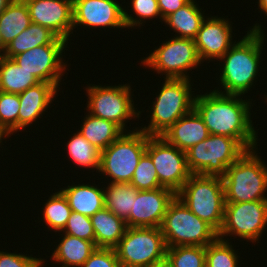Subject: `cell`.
Returning <instances> with one entry per match:
<instances>
[{
	"mask_svg": "<svg viewBox=\"0 0 267 267\" xmlns=\"http://www.w3.org/2000/svg\"><path fill=\"white\" fill-rule=\"evenodd\" d=\"M242 98L241 95L213 90L195 96L194 110L202 118L209 134L235 138L246 150H251L257 147L258 132L251 120L252 102Z\"/></svg>",
	"mask_w": 267,
	"mask_h": 267,
	"instance_id": "1",
	"label": "cell"
},
{
	"mask_svg": "<svg viewBox=\"0 0 267 267\" xmlns=\"http://www.w3.org/2000/svg\"><path fill=\"white\" fill-rule=\"evenodd\" d=\"M259 23L254 24L246 35L235 41L231 48L218 60L222 62L219 75L222 94L244 95L254 86L259 72L261 53L264 45V30Z\"/></svg>",
	"mask_w": 267,
	"mask_h": 267,
	"instance_id": "2",
	"label": "cell"
},
{
	"mask_svg": "<svg viewBox=\"0 0 267 267\" xmlns=\"http://www.w3.org/2000/svg\"><path fill=\"white\" fill-rule=\"evenodd\" d=\"M256 149L246 150L221 177L225 203L267 201V165Z\"/></svg>",
	"mask_w": 267,
	"mask_h": 267,
	"instance_id": "3",
	"label": "cell"
},
{
	"mask_svg": "<svg viewBox=\"0 0 267 267\" xmlns=\"http://www.w3.org/2000/svg\"><path fill=\"white\" fill-rule=\"evenodd\" d=\"M160 92L150 110L148 126L139 130L149 136H161L178 119L194 109L195 95L190 83L191 79L165 78Z\"/></svg>",
	"mask_w": 267,
	"mask_h": 267,
	"instance_id": "4",
	"label": "cell"
},
{
	"mask_svg": "<svg viewBox=\"0 0 267 267\" xmlns=\"http://www.w3.org/2000/svg\"><path fill=\"white\" fill-rule=\"evenodd\" d=\"M176 196L217 233L223 223L225 195L220 176L191 174Z\"/></svg>",
	"mask_w": 267,
	"mask_h": 267,
	"instance_id": "5",
	"label": "cell"
},
{
	"mask_svg": "<svg viewBox=\"0 0 267 267\" xmlns=\"http://www.w3.org/2000/svg\"><path fill=\"white\" fill-rule=\"evenodd\" d=\"M160 229L167 248L174 246L206 247L218 237L217 232L192 213L177 196L169 203Z\"/></svg>",
	"mask_w": 267,
	"mask_h": 267,
	"instance_id": "6",
	"label": "cell"
},
{
	"mask_svg": "<svg viewBox=\"0 0 267 267\" xmlns=\"http://www.w3.org/2000/svg\"><path fill=\"white\" fill-rule=\"evenodd\" d=\"M245 151L235 138L210 134L186 151L187 166L191 174L222 177Z\"/></svg>",
	"mask_w": 267,
	"mask_h": 267,
	"instance_id": "7",
	"label": "cell"
},
{
	"mask_svg": "<svg viewBox=\"0 0 267 267\" xmlns=\"http://www.w3.org/2000/svg\"><path fill=\"white\" fill-rule=\"evenodd\" d=\"M148 137L139 127L124 132L101 151L99 172L110 177V183H130L140 158L146 152Z\"/></svg>",
	"mask_w": 267,
	"mask_h": 267,
	"instance_id": "8",
	"label": "cell"
},
{
	"mask_svg": "<svg viewBox=\"0 0 267 267\" xmlns=\"http://www.w3.org/2000/svg\"><path fill=\"white\" fill-rule=\"evenodd\" d=\"M114 249L121 267H147L166 257L167 245L159 227H127Z\"/></svg>",
	"mask_w": 267,
	"mask_h": 267,
	"instance_id": "9",
	"label": "cell"
},
{
	"mask_svg": "<svg viewBox=\"0 0 267 267\" xmlns=\"http://www.w3.org/2000/svg\"><path fill=\"white\" fill-rule=\"evenodd\" d=\"M86 93L88 113L111 121L118 125L124 132H128L126 122L132 118H139L143 111L134 107L133 92L130 84L118 86L89 85ZM133 102V103H132ZM126 130V131H125Z\"/></svg>",
	"mask_w": 267,
	"mask_h": 267,
	"instance_id": "10",
	"label": "cell"
},
{
	"mask_svg": "<svg viewBox=\"0 0 267 267\" xmlns=\"http://www.w3.org/2000/svg\"><path fill=\"white\" fill-rule=\"evenodd\" d=\"M143 66L155 69L158 74H164V78L190 79L188 70L192 71L201 66L195 41L189 38L174 37L159 47H155L148 57L143 58ZM195 67V68H194Z\"/></svg>",
	"mask_w": 267,
	"mask_h": 267,
	"instance_id": "11",
	"label": "cell"
},
{
	"mask_svg": "<svg viewBox=\"0 0 267 267\" xmlns=\"http://www.w3.org/2000/svg\"><path fill=\"white\" fill-rule=\"evenodd\" d=\"M267 226V201L225 203L223 223L218 238L236 236L256 242Z\"/></svg>",
	"mask_w": 267,
	"mask_h": 267,
	"instance_id": "12",
	"label": "cell"
},
{
	"mask_svg": "<svg viewBox=\"0 0 267 267\" xmlns=\"http://www.w3.org/2000/svg\"><path fill=\"white\" fill-rule=\"evenodd\" d=\"M146 153L153 161L160 185L177 194L191 175L186 152L169 144L162 136H149Z\"/></svg>",
	"mask_w": 267,
	"mask_h": 267,
	"instance_id": "13",
	"label": "cell"
},
{
	"mask_svg": "<svg viewBox=\"0 0 267 267\" xmlns=\"http://www.w3.org/2000/svg\"><path fill=\"white\" fill-rule=\"evenodd\" d=\"M67 44H46L22 52L12 59L29 73H32L40 82L54 84L60 88L61 78L67 65L63 63L62 53Z\"/></svg>",
	"mask_w": 267,
	"mask_h": 267,
	"instance_id": "14",
	"label": "cell"
},
{
	"mask_svg": "<svg viewBox=\"0 0 267 267\" xmlns=\"http://www.w3.org/2000/svg\"><path fill=\"white\" fill-rule=\"evenodd\" d=\"M77 26L126 28L124 8L116 0H73V30Z\"/></svg>",
	"mask_w": 267,
	"mask_h": 267,
	"instance_id": "15",
	"label": "cell"
},
{
	"mask_svg": "<svg viewBox=\"0 0 267 267\" xmlns=\"http://www.w3.org/2000/svg\"><path fill=\"white\" fill-rule=\"evenodd\" d=\"M31 23L49 28L68 42L73 34V0H24Z\"/></svg>",
	"mask_w": 267,
	"mask_h": 267,
	"instance_id": "16",
	"label": "cell"
},
{
	"mask_svg": "<svg viewBox=\"0 0 267 267\" xmlns=\"http://www.w3.org/2000/svg\"><path fill=\"white\" fill-rule=\"evenodd\" d=\"M176 194L165 187L155 190H137V196L129 217L127 227H159L166 214L169 203Z\"/></svg>",
	"mask_w": 267,
	"mask_h": 267,
	"instance_id": "17",
	"label": "cell"
},
{
	"mask_svg": "<svg viewBox=\"0 0 267 267\" xmlns=\"http://www.w3.org/2000/svg\"><path fill=\"white\" fill-rule=\"evenodd\" d=\"M227 18L212 16L204 19L194 39L201 62L219 60L234 44L232 24Z\"/></svg>",
	"mask_w": 267,
	"mask_h": 267,
	"instance_id": "18",
	"label": "cell"
},
{
	"mask_svg": "<svg viewBox=\"0 0 267 267\" xmlns=\"http://www.w3.org/2000/svg\"><path fill=\"white\" fill-rule=\"evenodd\" d=\"M58 88L51 83L40 82L19 94L18 132L36 122L53 103Z\"/></svg>",
	"mask_w": 267,
	"mask_h": 267,
	"instance_id": "19",
	"label": "cell"
},
{
	"mask_svg": "<svg viewBox=\"0 0 267 267\" xmlns=\"http://www.w3.org/2000/svg\"><path fill=\"white\" fill-rule=\"evenodd\" d=\"M208 129L199 114L193 109L178 119L161 136L171 145L186 152L209 136Z\"/></svg>",
	"mask_w": 267,
	"mask_h": 267,
	"instance_id": "20",
	"label": "cell"
},
{
	"mask_svg": "<svg viewBox=\"0 0 267 267\" xmlns=\"http://www.w3.org/2000/svg\"><path fill=\"white\" fill-rule=\"evenodd\" d=\"M94 185L72 184L60 191L67 198L72 211L91 217L105 207L104 187L99 188L96 184Z\"/></svg>",
	"mask_w": 267,
	"mask_h": 267,
	"instance_id": "21",
	"label": "cell"
},
{
	"mask_svg": "<svg viewBox=\"0 0 267 267\" xmlns=\"http://www.w3.org/2000/svg\"><path fill=\"white\" fill-rule=\"evenodd\" d=\"M90 220L95 233L97 248L114 249L127 229L125 220L105 207L92 215Z\"/></svg>",
	"mask_w": 267,
	"mask_h": 267,
	"instance_id": "22",
	"label": "cell"
},
{
	"mask_svg": "<svg viewBox=\"0 0 267 267\" xmlns=\"http://www.w3.org/2000/svg\"><path fill=\"white\" fill-rule=\"evenodd\" d=\"M96 249L92 241L64 234L50 257L60 267H81Z\"/></svg>",
	"mask_w": 267,
	"mask_h": 267,
	"instance_id": "23",
	"label": "cell"
},
{
	"mask_svg": "<svg viewBox=\"0 0 267 267\" xmlns=\"http://www.w3.org/2000/svg\"><path fill=\"white\" fill-rule=\"evenodd\" d=\"M67 43L68 42L66 40L59 38L49 28L31 23L27 29H25L8 46H6L3 56L13 58L16 55L37 46Z\"/></svg>",
	"mask_w": 267,
	"mask_h": 267,
	"instance_id": "24",
	"label": "cell"
},
{
	"mask_svg": "<svg viewBox=\"0 0 267 267\" xmlns=\"http://www.w3.org/2000/svg\"><path fill=\"white\" fill-rule=\"evenodd\" d=\"M199 7L197 2L190 0L185 6L167 16L164 23L177 33L175 37L194 40L205 19V11Z\"/></svg>",
	"mask_w": 267,
	"mask_h": 267,
	"instance_id": "25",
	"label": "cell"
},
{
	"mask_svg": "<svg viewBox=\"0 0 267 267\" xmlns=\"http://www.w3.org/2000/svg\"><path fill=\"white\" fill-rule=\"evenodd\" d=\"M78 130L93 146L103 151L124 131L115 123L96 117L87 112Z\"/></svg>",
	"mask_w": 267,
	"mask_h": 267,
	"instance_id": "26",
	"label": "cell"
},
{
	"mask_svg": "<svg viewBox=\"0 0 267 267\" xmlns=\"http://www.w3.org/2000/svg\"><path fill=\"white\" fill-rule=\"evenodd\" d=\"M31 24L28 7L24 0H13L0 15V31L3 45L8 46Z\"/></svg>",
	"mask_w": 267,
	"mask_h": 267,
	"instance_id": "27",
	"label": "cell"
},
{
	"mask_svg": "<svg viewBox=\"0 0 267 267\" xmlns=\"http://www.w3.org/2000/svg\"><path fill=\"white\" fill-rule=\"evenodd\" d=\"M40 81L12 58L0 56V91L21 94Z\"/></svg>",
	"mask_w": 267,
	"mask_h": 267,
	"instance_id": "28",
	"label": "cell"
},
{
	"mask_svg": "<svg viewBox=\"0 0 267 267\" xmlns=\"http://www.w3.org/2000/svg\"><path fill=\"white\" fill-rule=\"evenodd\" d=\"M106 188V189H105ZM137 196V189L130 183H108L104 187L105 208L126 220Z\"/></svg>",
	"mask_w": 267,
	"mask_h": 267,
	"instance_id": "29",
	"label": "cell"
},
{
	"mask_svg": "<svg viewBox=\"0 0 267 267\" xmlns=\"http://www.w3.org/2000/svg\"><path fill=\"white\" fill-rule=\"evenodd\" d=\"M66 147L70 160L81 168L100 170L101 150L93 146L78 130L72 134Z\"/></svg>",
	"mask_w": 267,
	"mask_h": 267,
	"instance_id": "30",
	"label": "cell"
},
{
	"mask_svg": "<svg viewBox=\"0 0 267 267\" xmlns=\"http://www.w3.org/2000/svg\"><path fill=\"white\" fill-rule=\"evenodd\" d=\"M43 220L48 228L55 232H61L65 228L67 221L72 213L67 198L61 191H57L50 195L43 206Z\"/></svg>",
	"mask_w": 267,
	"mask_h": 267,
	"instance_id": "31",
	"label": "cell"
},
{
	"mask_svg": "<svg viewBox=\"0 0 267 267\" xmlns=\"http://www.w3.org/2000/svg\"><path fill=\"white\" fill-rule=\"evenodd\" d=\"M228 241L217 237L206 246V267H239L240 256Z\"/></svg>",
	"mask_w": 267,
	"mask_h": 267,
	"instance_id": "32",
	"label": "cell"
},
{
	"mask_svg": "<svg viewBox=\"0 0 267 267\" xmlns=\"http://www.w3.org/2000/svg\"><path fill=\"white\" fill-rule=\"evenodd\" d=\"M166 257L172 267H206V247L203 246L169 247Z\"/></svg>",
	"mask_w": 267,
	"mask_h": 267,
	"instance_id": "33",
	"label": "cell"
},
{
	"mask_svg": "<svg viewBox=\"0 0 267 267\" xmlns=\"http://www.w3.org/2000/svg\"><path fill=\"white\" fill-rule=\"evenodd\" d=\"M19 94L0 91V129L10 137L18 131Z\"/></svg>",
	"mask_w": 267,
	"mask_h": 267,
	"instance_id": "34",
	"label": "cell"
},
{
	"mask_svg": "<svg viewBox=\"0 0 267 267\" xmlns=\"http://www.w3.org/2000/svg\"><path fill=\"white\" fill-rule=\"evenodd\" d=\"M130 184L142 191L162 188L153 161L146 152L140 158Z\"/></svg>",
	"mask_w": 267,
	"mask_h": 267,
	"instance_id": "35",
	"label": "cell"
},
{
	"mask_svg": "<svg viewBox=\"0 0 267 267\" xmlns=\"http://www.w3.org/2000/svg\"><path fill=\"white\" fill-rule=\"evenodd\" d=\"M131 10H133V14H128L126 9H124V23L126 28H136L143 26V22L145 23L147 19L158 18L164 21L161 17V13L158 6L157 0H131ZM157 16V17H156ZM139 18V19H138ZM145 20V21H144Z\"/></svg>",
	"mask_w": 267,
	"mask_h": 267,
	"instance_id": "36",
	"label": "cell"
},
{
	"mask_svg": "<svg viewBox=\"0 0 267 267\" xmlns=\"http://www.w3.org/2000/svg\"><path fill=\"white\" fill-rule=\"evenodd\" d=\"M63 233L95 243V233L90 217L74 211H72Z\"/></svg>",
	"mask_w": 267,
	"mask_h": 267,
	"instance_id": "37",
	"label": "cell"
},
{
	"mask_svg": "<svg viewBox=\"0 0 267 267\" xmlns=\"http://www.w3.org/2000/svg\"><path fill=\"white\" fill-rule=\"evenodd\" d=\"M81 267H121L115 249L97 248Z\"/></svg>",
	"mask_w": 267,
	"mask_h": 267,
	"instance_id": "38",
	"label": "cell"
},
{
	"mask_svg": "<svg viewBox=\"0 0 267 267\" xmlns=\"http://www.w3.org/2000/svg\"><path fill=\"white\" fill-rule=\"evenodd\" d=\"M44 259L27 254L0 251V267H38Z\"/></svg>",
	"mask_w": 267,
	"mask_h": 267,
	"instance_id": "39",
	"label": "cell"
},
{
	"mask_svg": "<svg viewBox=\"0 0 267 267\" xmlns=\"http://www.w3.org/2000/svg\"><path fill=\"white\" fill-rule=\"evenodd\" d=\"M161 17L164 20L167 16L185 6L190 0H157Z\"/></svg>",
	"mask_w": 267,
	"mask_h": 267,
	"instance_id": "40",
	"label": "cell"
},
{
	"mask_svg": "<svg viewBox=\"0 0 267 267\" xmlns=\"http://www.w3.org/2000/svg\"><path fill=\"white\" fill-rule=\"evenodd\" d=\"M147 267H172V264L167 257H164L163 259L156 261Z\"/></svg>",
	"mask_w": 267,
	"mask_h": 267,
	"instance_id": "41",
	"label": "cell"
},
{
	"mask_svg": "<svg viewBox=\"0 0 267 267\" xmlns=\"http://www.w3.org/2000/svg\"><path fill=\"white\" fill-rule=\"evenodd\" d=\"M258 8L261 10L260 12L267 16V0H258Z\"/></svg>",
	"mask_w": 267,
	"mask_h": 267,
	"instance_id": "42",
	"label": "cell"
},
{
	"mask_svg": "<svg viewBox=\"0 0 267 267\" xmlns=\"http://www.w3.org/2000/svg\"><path fill=\"white\" fill-rule=\"evenodd\" d=\"M12 1L13 0H0V15L4 12V10Z\"/></svg>",
	"mask_w": 267,
	"mask_h": 267,
	"instance_id": "43",
	"label": "cell"
},
{
	"mask_svg": "<svg viewBox=\"0 0 267 267\" xmlns=\"http://www.w3.org/2000/svg\"><path fill=\"white\" fill-rule=\"evenodd\" d=\"M5 50H6V47L3 45L2 35H1V31H0V56L4 55Z\"/></svg>",
	"mask_w": 267,
	"mask_h": 267,
	"instance_id": "44",
	"label": "cell"
},
{
	"mask_svg": "<svg viewBox=\"0 0 267 267\" xmlns=\"http://www.w3.org/2000/svg\"><path fill=\"white\" fill-rule=\"evenodd\" d=\"M6 137H9V135L5 131H3L2 129H0V143L3 142V139L4 138L6 139Z\"/></svg>",
	"mask_w": 267,
	"mask_h": 267,
	"instance_id": "45",
	"label": "cell"
},
{
	"mask_svg": "<svg viewBox=\"0 0 267 267\" xmlns=\"http://www.w3.org/2000/svg\"><path fill=\"white\" fill-rule=\"evenodd\" d=\"M45 262H42L38 267H43Z\"/></svg>",
	"mask_w": 267,
	"mask_h": 267,
	"instance_id": "46",
	"label": "cell"
}]
</instances>
